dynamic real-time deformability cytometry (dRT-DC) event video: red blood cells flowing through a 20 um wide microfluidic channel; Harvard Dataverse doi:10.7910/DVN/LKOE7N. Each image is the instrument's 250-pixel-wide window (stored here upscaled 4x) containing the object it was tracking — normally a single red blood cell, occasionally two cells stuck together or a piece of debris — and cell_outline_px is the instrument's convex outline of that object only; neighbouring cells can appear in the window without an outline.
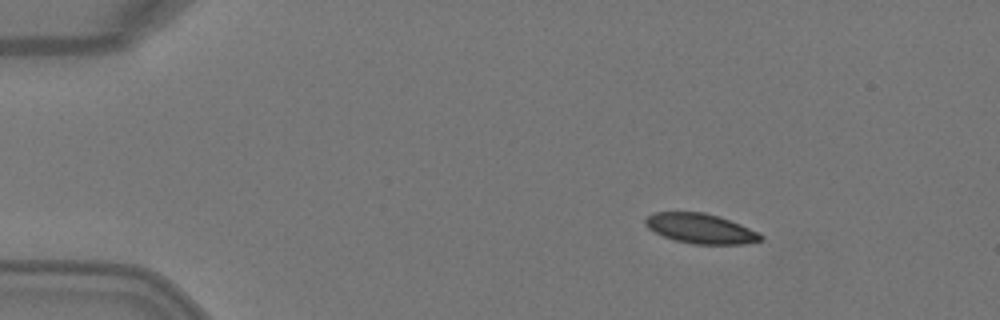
{"species": "Egyptian fruit bat (a non-hibernating species)", "species_latin": "Rousettus aegyptiacus", "temperature_condition": "warm", "stored_images_in_passage": 2, "camera_frame_rate_fps": 3000, "um_per_image_px": 0.085, "animal": {"sex": "female"}, "frame": {"image": 1, "passage_image": 1, "time_ms": 0.0, "image_size_px": [1000, 320], "cell_outline_px": [[764, 240], [744, 244], [692, 244], [676, 240], [664, 236], [648, 228], [644, 224], [644, 220], [652, 212], [704, 212], [720, 216], [760, 232], [764, 236]], "centroid_in_image_um": [59.59, 19.42], "position_along_channel_um": 25.4, "area_um2": 20.23}}